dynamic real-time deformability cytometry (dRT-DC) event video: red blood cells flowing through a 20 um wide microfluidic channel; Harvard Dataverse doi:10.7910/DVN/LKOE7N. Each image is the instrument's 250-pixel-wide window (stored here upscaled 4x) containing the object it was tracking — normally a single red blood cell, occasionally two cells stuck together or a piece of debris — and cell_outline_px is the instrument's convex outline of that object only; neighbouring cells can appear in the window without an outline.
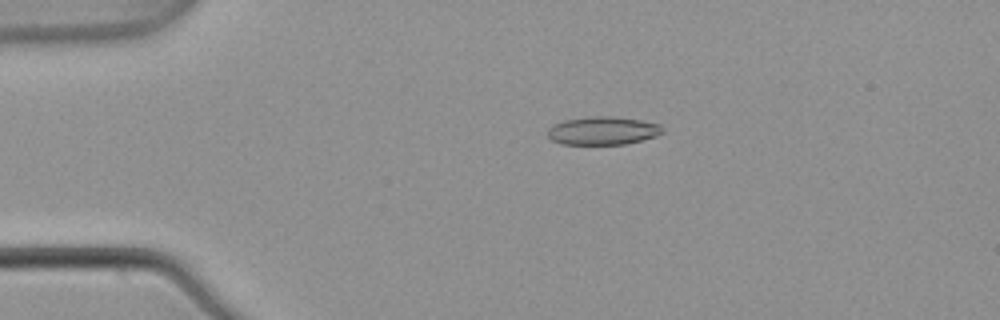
{"species": "common noctule bat (a hibernating species)", "species_latin": "Nyctalus noctula", "temperature_condition": "warm", "stored_images_in_passage": 4, "camera_frame_rate_fps": 3000, "um_per_image_px": 0.085, "animal": {"sex": "male", "body_mass_g": 21.5, "forearm_length_mm": 52.0}, "frame": {"image": 1, "passage_image": 3, "time_ms": 0.667, "image_size_px": [1000, 320], "cell_outline_px": [[664, 132], [656, 136], [624, 144], [564, 144], [552, 140], [548, 136], [548, 128], [552, 124], [564, 120], [592, 116], [612, 116], [640, 120], [660, 124]], "centroid_in_image_um": [51.22, 11.1], "position_along_channel_um": 33.8, "area_um2": 18.79}}